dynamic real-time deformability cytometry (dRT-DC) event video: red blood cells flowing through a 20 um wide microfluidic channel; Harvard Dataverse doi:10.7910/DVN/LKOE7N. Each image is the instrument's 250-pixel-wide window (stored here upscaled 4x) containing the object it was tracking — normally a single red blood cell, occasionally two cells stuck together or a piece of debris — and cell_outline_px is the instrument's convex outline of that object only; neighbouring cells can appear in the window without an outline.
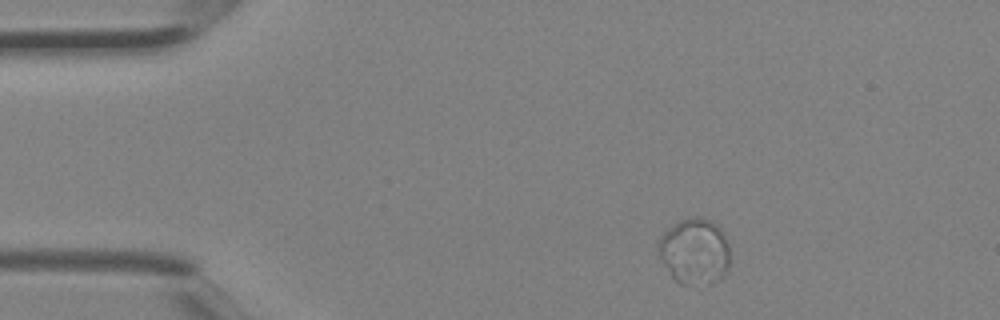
{"species": "Egyptian fruit bat (a non-hibernating species)", "species_latin": "Rousettus aegyptiacus", "temperature_condition": "room temperature", "stored_images_in_passage": 2, "segment_of_instrument_passage": [2, 2], "camera_frame_rate_fps": 3000, "um_per_image_px": 0.085, "animal": {"sex": "female"}, "frame": {"image": 1, "passage_image": 2, "time_ms": 0.333, "image_size_px": [1000, 320], "cell_outline_px": [[728, 268], [724, 276], [720, 280], [712, 284], [680, 284], [672, 276], [660, 256], [660, 240], [664, 232], [668, 228], [680, 220], [696, 216], [700, 216], [712, 220], [720, 228], [728, 244]], "centroid_in_image_um": [59.08, 21.36], "position_along_channel_um": 25.9, "area_um2": 27.28}}